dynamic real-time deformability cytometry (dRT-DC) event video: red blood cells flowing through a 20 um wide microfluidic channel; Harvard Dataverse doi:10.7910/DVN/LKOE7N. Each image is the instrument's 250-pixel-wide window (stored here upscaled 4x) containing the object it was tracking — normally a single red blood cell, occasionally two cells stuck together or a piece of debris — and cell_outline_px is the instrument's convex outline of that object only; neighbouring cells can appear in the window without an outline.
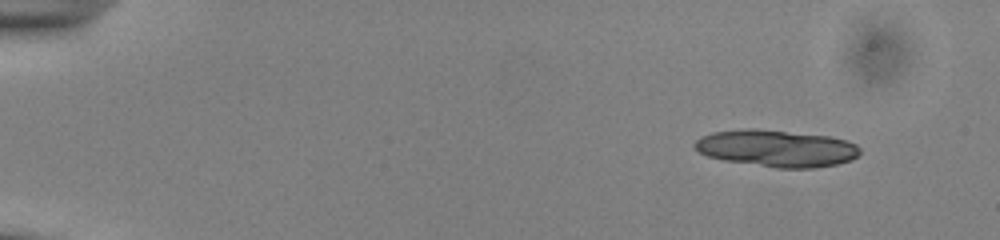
{"species": "common noctule bat (a hibernating species)", "species_latin": "Nyctalus noctula", "temperature_condition": "cold", "stored_images_in_passage": 46, "segment_of_instrument_passage": [1, 2], "camera_frame_rate_fps": 3000, "um_per_image_px": 0.085, "animal": {"sex": "male", "body_mass_g": 13.0, "forearm_length_mm": 53.1}, "frame": {"image": 1, "passage_image": 1, "time_ms": 0.0, "image_size_px": [1000, 240], "cell_outline_px": [[860, 152], [852, 160], [836, 164], [812, 168], [776, 168], [724, 160], [708, 156], [700, 152], [692, 144], [700, 136], [712, 132], [744, 128], [756, 128], [832, 136], [848, 140], [856, 144], [860, 148]], "centroid_in_image_um": [66.01, 12.59], "position_along_channel_um": 19.0, "area_um2": 35.84}}